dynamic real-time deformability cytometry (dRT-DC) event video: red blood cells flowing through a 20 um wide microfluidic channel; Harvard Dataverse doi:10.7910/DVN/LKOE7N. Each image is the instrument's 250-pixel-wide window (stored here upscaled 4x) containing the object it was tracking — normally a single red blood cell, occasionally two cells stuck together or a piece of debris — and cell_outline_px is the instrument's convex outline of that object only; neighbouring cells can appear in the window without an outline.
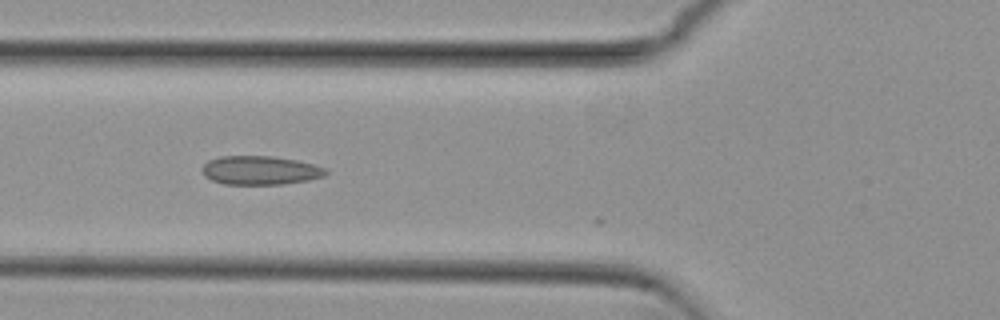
{"species": "common noctule bat (a hibernating species)", "species_latin": "Nyctalus noctula", "temperature_condition": "cold", "stored_images_in_passage": 5, "camera_frame_rate_fps": 3000, "um_per_image_px": 0.085, "animal": {"sex": "female", "body_mass_g": 29.2, "forearm_length_mm": 56.3}, "frame": {"image": 1, "passage_image": 2, "time_ms": 0.333, "image_size_px": [1000, 320], "cell_outline_px": [[328, 172], [324, 176], [308, 180], [284, 184], [224, 184], [212, 180], [204, 176], [200, 168], [208, 160], [220, 156], [272, 156], [296, 160], [312, 164], [324, 168]], "centroid_in_image_um": [22.07, 14.47], "position_along_channel_um": 103.7, "area_um2": 20.75}}